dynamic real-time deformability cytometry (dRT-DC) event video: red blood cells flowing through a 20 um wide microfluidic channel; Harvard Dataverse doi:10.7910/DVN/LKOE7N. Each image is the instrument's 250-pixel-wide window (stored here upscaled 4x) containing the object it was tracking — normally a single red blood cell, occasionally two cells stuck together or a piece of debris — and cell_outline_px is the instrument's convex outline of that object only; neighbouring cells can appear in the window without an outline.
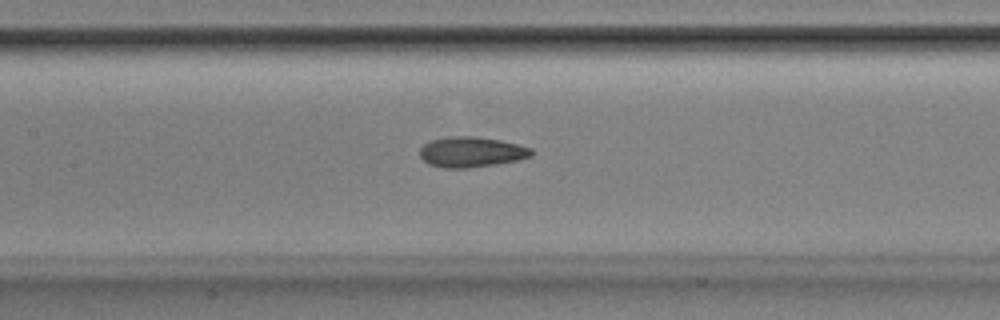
{"species": "Egyptian fruit bat (a non-hibernating species)", "species_latin": "Rousettus aegyptiacus", "temperature_condition": "room temperature", "stored_images_in_passage": 53, "camera_frame_rate_fps": 3000, "um_per_image_px": 0.085, "animal": {"sex": "male"}, "frame": {"image": 1, "passage_image": 25, "time_ms": 8.0, "image_size_px": [1000, 320], "cell_outline_px": [[532, 156], [516, 160], [496, 164], [468, 168], [444, 168], [428, 164], [420, 156], [420, 148], [428, 140], [452, 136], [472, 136], [500, 140], [532, 148]], "centroid_in_image_um": [40.03, 12.92], "position_along_channel_um": 167.4, "area_um2": 19.71}}
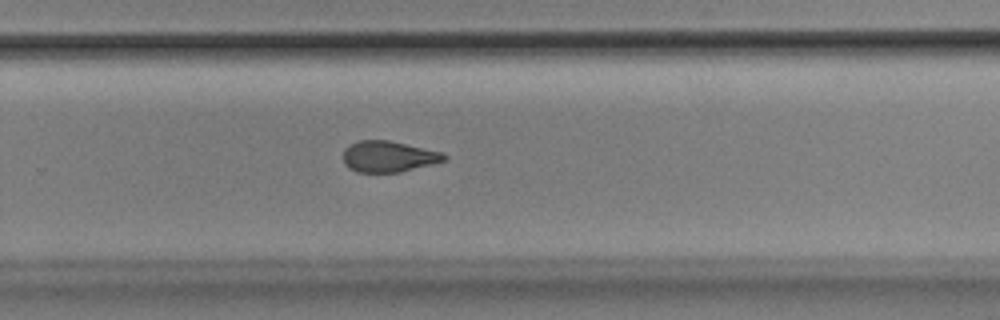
{"frame": {"image": 2, "passage_image": 35, "time_ms": 11.333, "image_size_px": [1000, 320], "cell_outline_px": [[448, 156], [444, 160], [432, 164], [400, 172], [356, 172], [348, 168], [344, 164], [344, 148], [348, 144], [360, 140], [388, 140], [444, 152]], "centroid_in_image_um": [33.0, 13.3], "position_along_channel_um": 296.8, "area_um2": 18.38}}
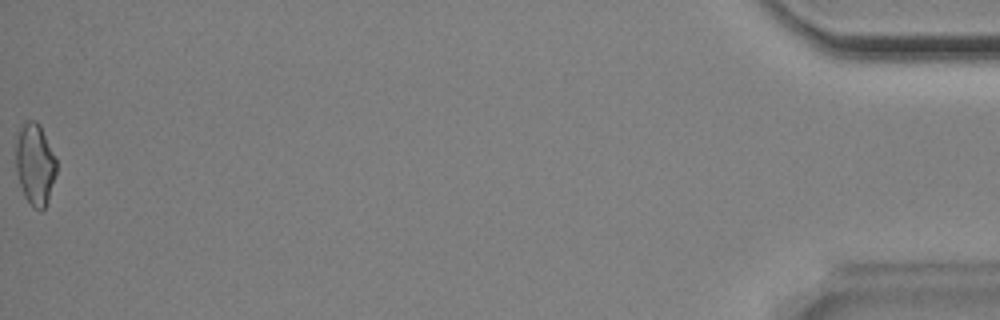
{"frame": {"image": 3, "passage_image": 53, "time_ms": 17.333, "image_size_px": [1000, 320], "cell_outline_px": [[56, 172], [48, 200], [44, 208], [40, 212], [32, 208], [24, 196], [20, 184], [16, 168], [16, 144], [20, 128], [28, 120], [36, 120], [40, 124], [56, 160]], "centroid_in_image_um": [2.97, 13.99], "position_along_channel_um": 432.2, "area_um2": 19.13}, "authors_computed_cell_mechanics": {"area_um2": 19.3052, "velocity_mm_per_s": 3.9119, "shape_relaxation_time_tau1_ms": 11.3949, "shape_relaxation_time_tau2_ms": 3.6711, "deformation_change_tau1": 0.2222, "deformation_change_tau2": 0.1032}}